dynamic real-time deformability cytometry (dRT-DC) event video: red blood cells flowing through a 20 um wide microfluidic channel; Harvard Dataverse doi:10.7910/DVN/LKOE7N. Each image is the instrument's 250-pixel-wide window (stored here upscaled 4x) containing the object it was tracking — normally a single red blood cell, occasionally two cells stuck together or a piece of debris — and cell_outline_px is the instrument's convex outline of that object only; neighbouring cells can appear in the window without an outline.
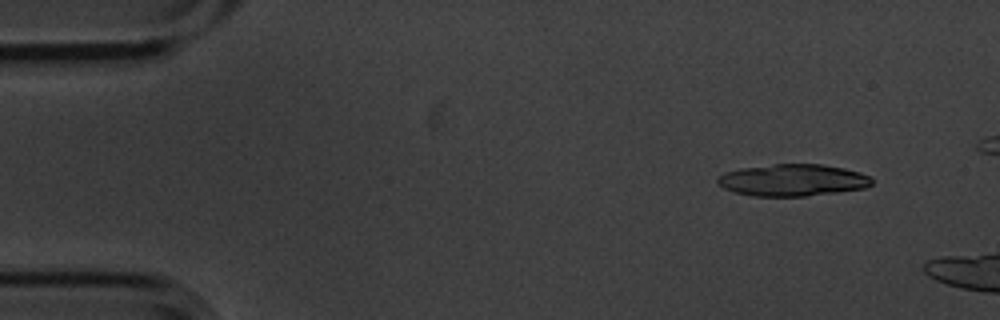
{"species": "common noctule bat (a hibernating species)", "species_latin": "Nyctalus noctula", "temperature_condition": "cold", "stored_images_in_passage": 6, "camera_frame_rate_fps": 3000, "um_per_image_px": 0.085, "animal": {"sex": "male", "body_mass_g": 20.1, "forearm_length_mm": 53.5}, "frame": {"image": 1, "passage_image": 2, "time_ms": 0.333, "image_size_px": [1000, 320], "cell_outline_px": [[872, 184], [864, 188], [836, 192], [804, 196], [752, 196], [732, 192], [724, 188], [716, 180], [724, 172], [740, 168], [772, 164], [824, 164], [844, 168], [860, 172], [868, 176], [872, 180]], "centroid_in_image_um": [67.35, 15.3], "position_along_channel_um": 17.6, "area_um2": 28.67}}